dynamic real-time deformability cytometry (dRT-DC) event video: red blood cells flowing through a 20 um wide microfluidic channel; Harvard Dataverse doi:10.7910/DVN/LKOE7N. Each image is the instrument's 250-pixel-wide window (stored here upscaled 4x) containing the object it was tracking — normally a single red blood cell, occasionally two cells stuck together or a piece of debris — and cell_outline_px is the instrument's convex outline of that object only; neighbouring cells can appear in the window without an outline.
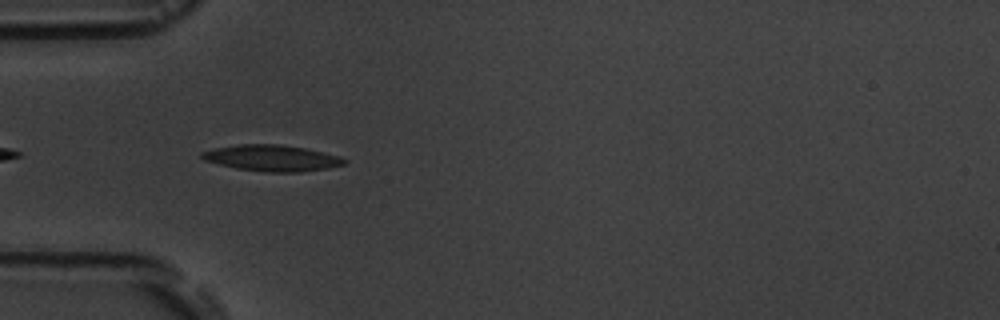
{"species": "common noctule bat (a hibernating species)", "species_latin": "Nyctalus noctula", "temperature_condition": "room temperature", "stored_images_in_passage": 6, "camera_frame_rate_fps": 3000, "um_per_image_px": 0.085, "animal": {"sex": "male", "body_mass_g": 19.5, "forearm_length_mm": 54.6}, "frame": {"image": 1, "passage_image": 5, "time_ms": 5.667, "image_size_px": [1000, 320], "cell_outline_px": [[348, 160], [344, 164], [328, 168], [300, 172], [264, 172], [236, 168], [204, 160], [200, 156], [200, 152], [212, 148], [240, 144], [280, 144], [304, 148], [340, 156]], "centroid_in_image_um": [23.09, 13.43], "position_along_channel_um": 61.9, "area_um2": 21.73}}
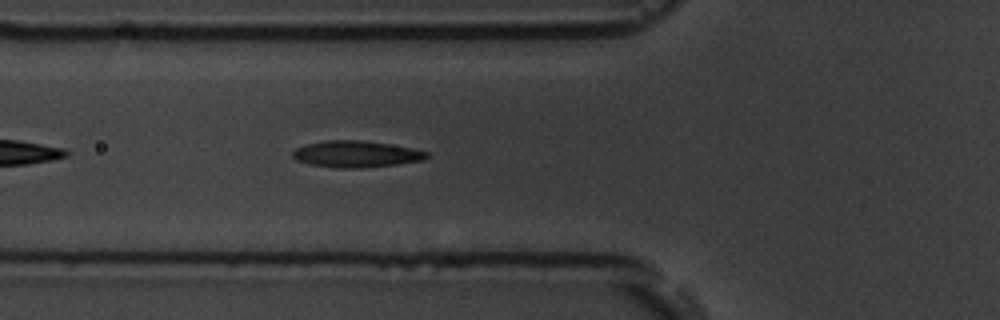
{"frame": {"image": 2, "passage_image": 6, "time_ms": 6.667, "image_size_px": [1000, 320], "cell_outline_px": [[428, 156], [424, 160], [396, 164], [364, 168], [336, 168], [308, 164], [296, 160], [292, 156], [292, 152], [296, 148], [304, 144], [324, 140], [364, 140], [412, 148], [428, 152]], "centroid_in_image_um": [30.22, 13.09], "position_along_channel_um": 95.6, "area_um2": 20.87}}